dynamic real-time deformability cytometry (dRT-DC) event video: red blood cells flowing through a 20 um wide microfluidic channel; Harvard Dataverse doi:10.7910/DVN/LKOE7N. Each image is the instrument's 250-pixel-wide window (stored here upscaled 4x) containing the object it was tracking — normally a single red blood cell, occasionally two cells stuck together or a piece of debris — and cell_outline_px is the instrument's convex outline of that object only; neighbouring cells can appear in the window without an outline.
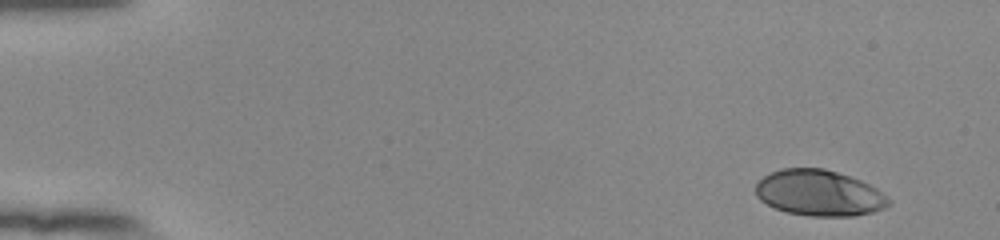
{"species": "human", "species_latin": "Homo sapiens", "temperature_condition": "room temperature", "stored_images_in_passage": 51, "camera_frame_rate_fps": 3000, "um_per_image_px": 0.085, "donor": {"sex": "female"}, "frame": {"image": 1, "passage_image": 1, "time_ms": 0.0, "image_size_px": [1000, 240], "cell_outline_px": [[892, 204], [884, 208], [872, 212], [856, 216], [808, 216], [788, 212], [776, 208], [760, 200], [756, 196], [756, 184], [764, 176], [780, 168], [824, 168], [860, 180], [876, 188], [892, 200]], "centroid_in_image_um": [69.65, 16.41], "position_along_channel_um": 15.4, "area_um2": 35.55}}
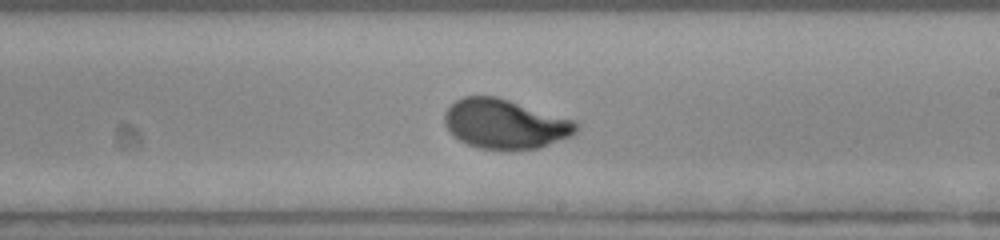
{"frame": {"image": 2, "passage_image": 30, "time_ms": 9.667, "image_size_px": [1000, 240], "cell_outline_px": [[580, 128], [576, 132], [568, 136], [540, 148], [512, 152], [504, 152], [480, 148], [468, 144], [452, 136], [448, 132], [444, 124], [444, 112], [456, 100], [464, 96], [496, 96], [576, 120], [580, 124]], "centroid_in_image_um": [42.93, 10.57], "position_along_channel_um": 246.1, "area_um2": 38.78}}
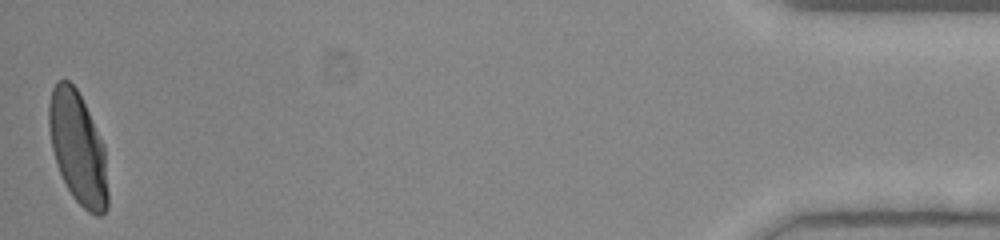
{"frame": {"image": 3, "passage_image": 51, "time_ms": 16.667, "image_size_px": [1000, 240], "cell_outline_px": [[108, 208], [100, 216], [96, 216], [88, 212], [72, 196], [60, 172], [52, 148], [48, 128], [48, 104], [52, 88], [56, 80], [68, 80], [76, 88], [104, 144], [108, 192]], "centroid_in_image_um": [6.62, 12.59], "position_along_channel_um": 428.6, "area_um2": 38.32}, "authors_computed_cell_mechanics": {"area_um2": 37.5122, "velocity_mm_per_s": 3.8262, "shape_relaxation_time_tau1_ms": 3.1646, "shape_relaxation_time_tau2_ms": null, "deformation_change_tau1": 0.1748, "deformation_change_tau2": null}}